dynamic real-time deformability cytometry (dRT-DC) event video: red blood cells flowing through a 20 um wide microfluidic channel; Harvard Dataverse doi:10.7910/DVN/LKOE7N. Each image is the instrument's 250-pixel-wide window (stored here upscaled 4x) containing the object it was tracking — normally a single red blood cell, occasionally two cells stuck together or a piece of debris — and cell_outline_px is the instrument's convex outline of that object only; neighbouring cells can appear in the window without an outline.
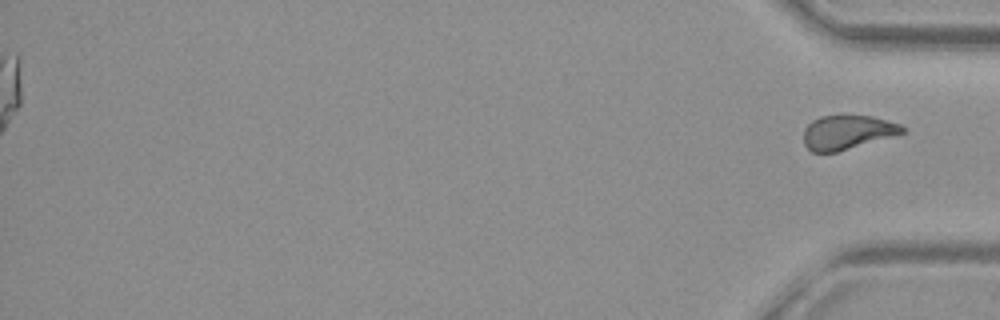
{"species": "common noctule bat (a hibernating species)", "species_latin": "Nyctalus noctula", "temperature_condition": "warm", "stored_images_in_passage": 39, "segment_of_instrument_passage": [2, 2], "camera_frame_rate_fps": 3000, "um_per_image_px": 0.085, "animal": {"sex": "female", "body_mass_g": 29.2, "forearm_length_mm": 56.3}, "frame": {"image": 1, "passage_image": 39, "time_ms": 12.667, "image_size_px": [1000, 320], "cell_outline_px": [[904, 132], [892, 136], [836, 152], [812, 152], [804, 144], [804, 128], [812, 120], [820, 116], [844, 112], [872, 116], [900, 124], [904, 128]], "centroid_in_image_um": [71.98, 11.18], "position_along_channel_um": 363.2, "area_um2": 20.06}}